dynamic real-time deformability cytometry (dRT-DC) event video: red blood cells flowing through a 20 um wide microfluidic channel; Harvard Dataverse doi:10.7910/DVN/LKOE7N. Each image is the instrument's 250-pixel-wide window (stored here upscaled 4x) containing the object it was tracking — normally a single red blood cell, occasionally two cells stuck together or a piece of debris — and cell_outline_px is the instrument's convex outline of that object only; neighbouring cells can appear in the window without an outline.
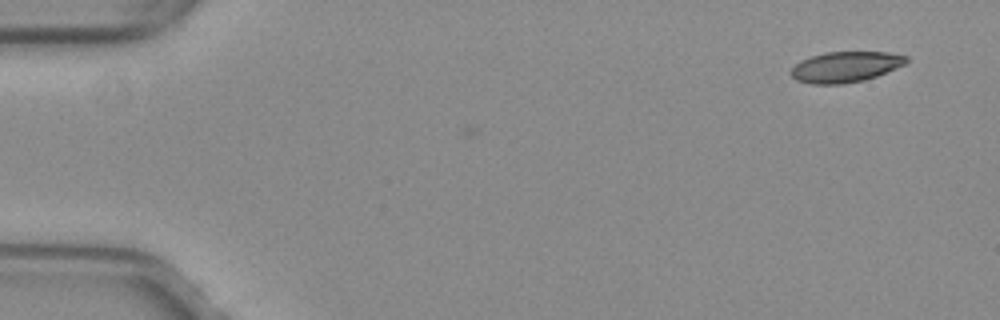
{"species": "common noctule bat (a hibernating species)", "species_latin": "Nyctalus noctula", "temperature_condition": "warm", "stored_images_in_passage": 4, "camera_frame_rate_fps": 3000, "um_per_image_px": 0.085, "animal": {"sex": "female", "body_mass_g": 29.2, "forearm_length_mm": 56.3}, "frame": {"image": 1, "passage_image": 1, "time_ms": 0.0, "image_size_px": [1000, 320], "cell_outline_px": [[908, 64], [876, 76], [864, 80], [844, 84], [812, 84], [796, 80], [788, 72], [800, 60], [824, 52], [888, 52], [908, 56]], "centroid_in_image_um": [71.88, 5.68], "position_along_channel_um": 13.1, "area_um2": 20.81}}